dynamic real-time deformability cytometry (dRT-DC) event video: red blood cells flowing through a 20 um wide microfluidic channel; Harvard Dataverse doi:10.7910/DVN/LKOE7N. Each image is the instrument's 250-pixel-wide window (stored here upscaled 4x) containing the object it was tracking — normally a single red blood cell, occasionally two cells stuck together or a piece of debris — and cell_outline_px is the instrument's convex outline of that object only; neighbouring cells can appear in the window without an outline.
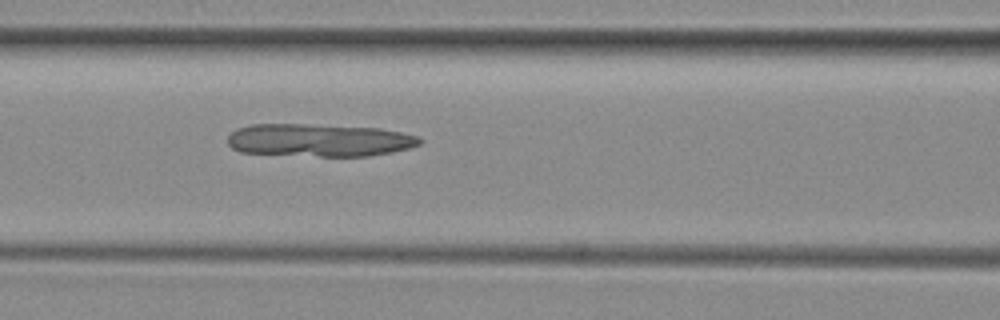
{"species": "common noctule bat (a hibernating species)", "species_latin": "Nyctalus noctula", "temperature_condition": "room temperature", "stored_images_in_passage": 48, "camera_frame_rate_fps": 3000, "um_per_image_px": 0.085, "animal": {"sex": "female", "body_mass_g": 29.2, "forearm_length_mm": 56.3}, "frame": {"image": 1, "passage_image": 22, "time_ms": 7.0, "image_size_px": [1000, 320], "cell_outline_px": [[424, 140], [420, 144], [408, 148], [392, 152], [368, 156], [320, 156], [240, 152], [232, 148], [228, 144], [228, 136], [236, 128], [252, 124], [304, 124], [380, 128], [420, 136]], "centroid_in_image_um": [27.14, 11.91], "position_along_channel_um": 139.5, "area_um2": 36.7}}
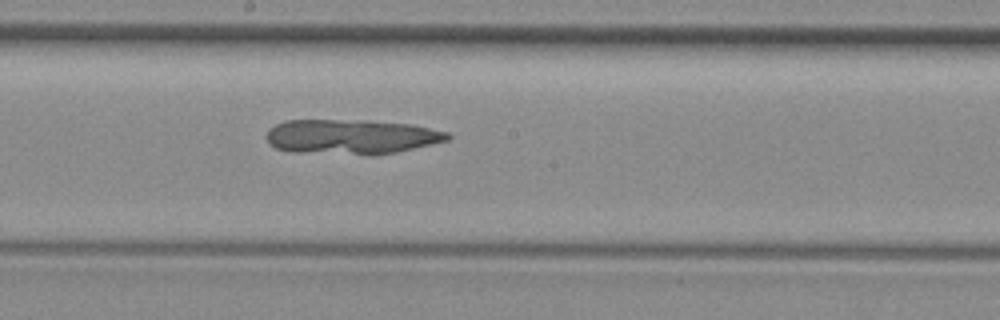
{"frame": {"image": 2, "passage_image": 28, "time_ms": 9.0, "image_size_px": [1000, 320], "cell_outline_px": [[452, 136], [448, 140], [396, 152], [372, 156], [368, 156], [292, 152], [276, 148], [268, 140], [268, 128], [284, 120], [368, 120], [412, 124], [448, 132]], "centroid_in_image_um": [29.87, 11.63], "position_along_channel_um": 218.3, "area_um2": 37.17}}
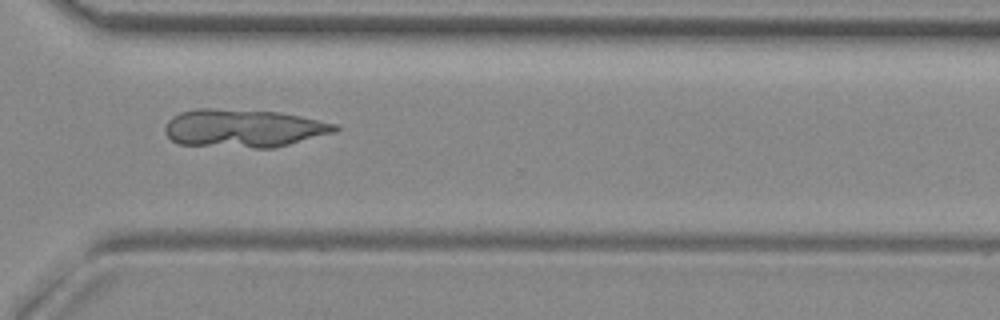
{"frame": {"image": 3, "passage_image": 38, "time_ms": 12.333, "image_size_px": [1000, 320], "cell_outline_px": [[340, 128], [336, 132], [276, 148], [252, 148], [176, 144], [164, 132], [164, 128], [168, 120], [172, 116], [180, 112], [196, 108], [212, 108], [280, 112], [300, 116], [336, 124]], "centroid_in_image_um": [20.68, 10.91], "position_along_channel_um": 349.9, "area_um2": 38.09}}